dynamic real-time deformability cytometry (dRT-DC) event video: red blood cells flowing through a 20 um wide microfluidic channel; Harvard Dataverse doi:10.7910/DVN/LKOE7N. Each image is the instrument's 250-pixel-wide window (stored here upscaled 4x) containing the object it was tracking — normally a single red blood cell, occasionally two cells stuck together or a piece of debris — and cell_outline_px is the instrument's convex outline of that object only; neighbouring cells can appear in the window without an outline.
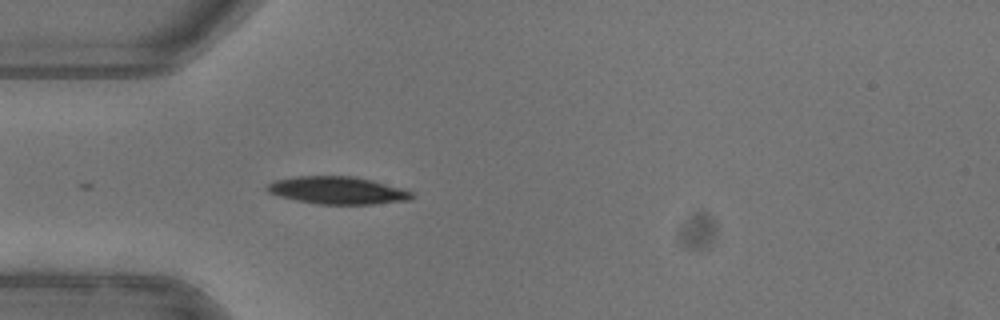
{"species": "common noctule bat (a hibernating species)", "species_latin": "Nyctalus noctula", "temperature_condition": "warm", "stored_images_in_passage": 7, "camera_frame_rate_fps": 3000, "um_per_image_px": 0.085, "animal": {"sex": "female"}, "frame": {"image": 1, "passage_image": 1, "time_ms": 0.0, "image_size_px": [1000, 320], "cell_outline_px": [[416, 192], [408, 200], [372, 204], [316, 204], [296, 200], [280, 196], [268, 192], [264, 188], [272, 180], [296, 176], [356, 176], [404, 188]], "centroid_in_image_um": [28.69, 16.17], "position_along_channel_um": 56.3, "area_um2": 23.41}}
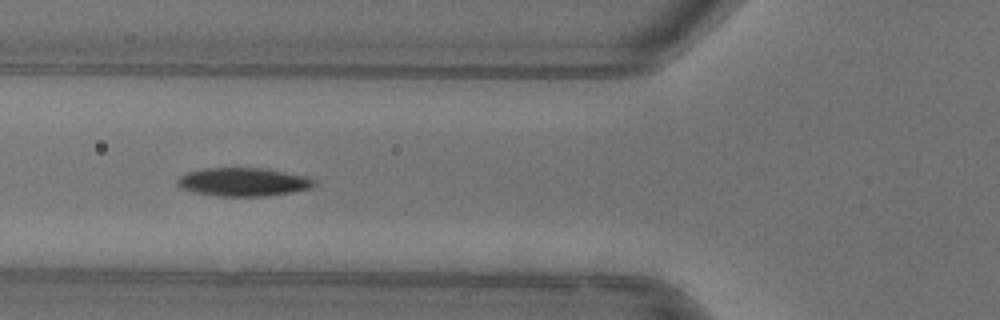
{"frame": {"image": 2, "passage_image": 5, "time_ms": 1.333, "image_size_px": [1000, 320], "cell_outline_px": [[316, 184], [312, 188], [292, 192], [268, 196], [216, 196], [192, 192], [176, 184], [176, 180], [180, 176], [188, 172], [204, 168], [264, 168], [308, 176], [316, 180]], "centroid_in_image_um": [20.71, 15.47], "position_along_channel_um": 105.1, "area_um2": 22.83}}